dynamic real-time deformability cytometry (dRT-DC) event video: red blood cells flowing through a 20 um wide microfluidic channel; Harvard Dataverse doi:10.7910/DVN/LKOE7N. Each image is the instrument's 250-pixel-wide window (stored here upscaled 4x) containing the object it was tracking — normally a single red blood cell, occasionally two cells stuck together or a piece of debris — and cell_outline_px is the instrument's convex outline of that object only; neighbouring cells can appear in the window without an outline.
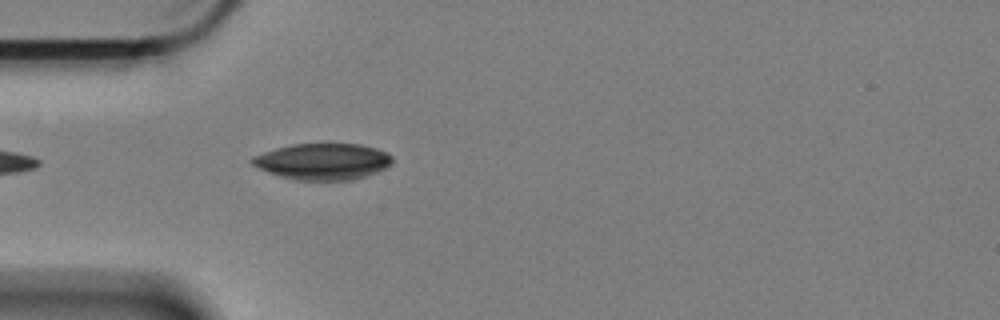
{"species": "Egyptian fruit bat (a non-hibernating species)", "species_latin": "Rousettus aegyptiacus", "temperature_condition": "cold", "stored_images_in_passage": 27, "camera_frame_rate_fps": 3000, "um_per_image_px": 0.085, "animal": {"sex": "female"}, "frame": {"image": 1, "passage_image": 1, "time_ms": 0.0, "image_size_px": [1000, 320], "cell_outline_px": [[392, 164], [376, 172], [352, 180], [296, 180], [280, 176], [268, 172], [252, 164], [248, 160], [252, 156], [276, 148], [292, 144], [360, 144], [376, 148], [388, 152], [392, 156]], "centroid_in_image_um": [27.44, 13.72], "position_along_channel_um": 57.6, "area_um2": 29.65}}